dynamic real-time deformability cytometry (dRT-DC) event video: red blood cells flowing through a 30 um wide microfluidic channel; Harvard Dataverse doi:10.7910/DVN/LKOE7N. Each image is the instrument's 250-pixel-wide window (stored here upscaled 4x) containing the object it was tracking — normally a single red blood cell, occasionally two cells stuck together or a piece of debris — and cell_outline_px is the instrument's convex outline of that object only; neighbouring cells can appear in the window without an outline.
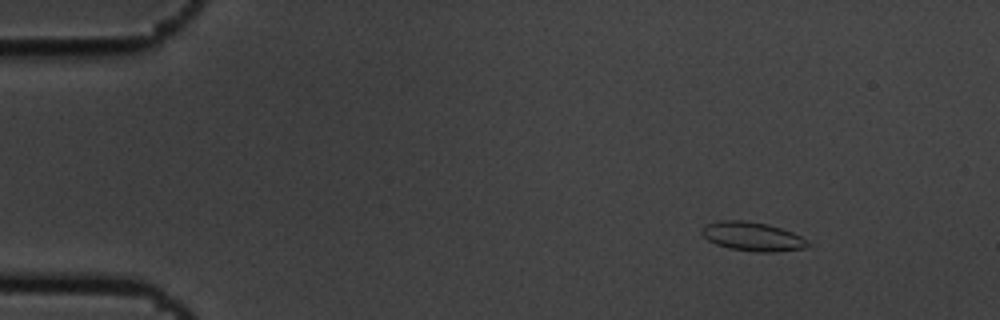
{"species": "common noctule bat (a hibernating species)", "species_latin": "Nyctalus noctula", "temperature_condition": "cold", "stored_images_in_passage": 5, "camera_frame_rate_fps": 3000, "um_per_image_px": 0.085, "animal": {"sex": "male", "body_mass_g": 19.5, "forearm_length_mm": 54.6}, "frame": {"image": 1, "passage_image": 3, "time_ms": 0.667, "image_size_px": [1000, 320], "cell_outline_px": [[812, 248], [776, 252], [756, 252], [728, 248], [716, 244], [708, 240], [700, 232], [708, 224], [720, 220], [744, 220], [768, 224], [792, 232], [800, 236], [812, 244]], "centroid_in_image_um": [64.03, 20.12], "position_along_channel_um": 21.0, "area_um2": 18.03}}